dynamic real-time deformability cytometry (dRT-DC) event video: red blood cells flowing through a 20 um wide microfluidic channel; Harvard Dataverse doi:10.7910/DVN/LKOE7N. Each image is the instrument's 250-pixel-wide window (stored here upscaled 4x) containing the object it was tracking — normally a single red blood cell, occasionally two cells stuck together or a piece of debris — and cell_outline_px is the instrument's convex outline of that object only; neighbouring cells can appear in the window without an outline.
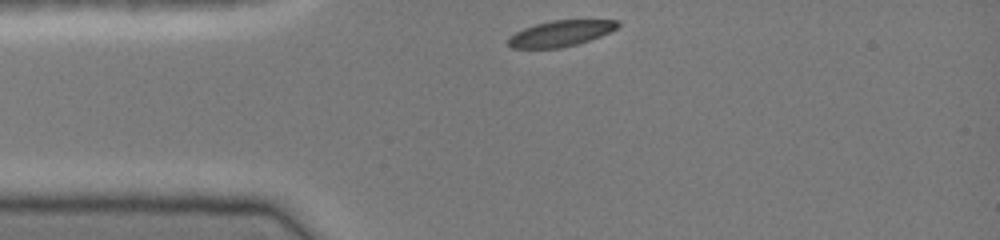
{"species": "common noctule bat (a hibernating species)", "species_latin": "Nyctalus noctula", "temperature_condition": "cold", "stored_images_in_passage": 3, "camera_frame_rate_fps": 3000, "um_per_image_px": 0.085, "animal": {"sex": "female", "body_mass_g": 19.0, "forearm_length_mm": 51.5}, "frame": {"image": 1, "passage_image": 1, "time_ms": 0.0, "image_size_px": [1000, 240], "cell_outline_px": [[620, 24], [616, 28], [600, 36], [576, 44], [560, 48], [512, 48], [508, 44], [508, 36], [524, 28], [536, 24], [552, 20], [620, 20]], "centroid_in_image_um": [47.63, 2.84], "position_along_channel_um": 37.4, "area_um2": 16.36}}